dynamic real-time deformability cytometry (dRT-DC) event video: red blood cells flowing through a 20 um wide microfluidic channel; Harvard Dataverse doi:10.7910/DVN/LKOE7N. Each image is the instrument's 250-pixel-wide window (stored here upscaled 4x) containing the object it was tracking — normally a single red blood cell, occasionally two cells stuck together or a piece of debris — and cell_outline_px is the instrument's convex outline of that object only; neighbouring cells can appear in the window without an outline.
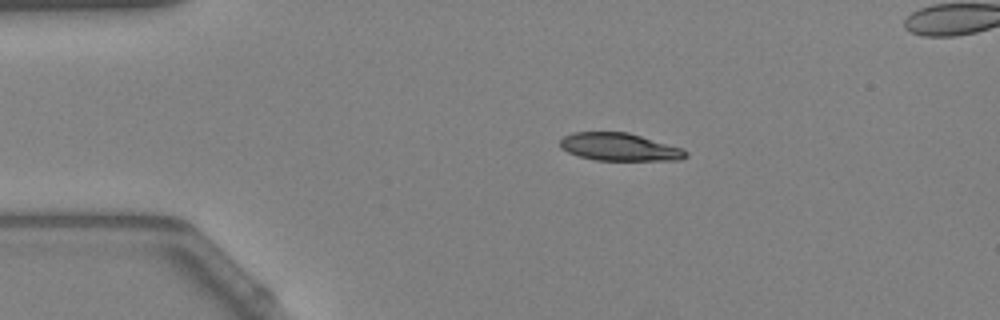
{"species": "Egyptian fruit bat (a non-hibernating species)", "species_latin": "Rousettus aegyptiacus", "temperature_condition": "warm", "stored_images_in_passage": 2, "camera_frame_rate_fps": 3000, "um_per_image_px": 0.085, "animal": {"sex": "female"}, "frame": {"image": 1, "passage_image": 1, "time_ms": 0.0, "image_size_px": [1000, 320], "cell_outline_px": [[688, 156], [680, 160], [596, 160], [580, 156], [568, 152], [560, 148], [560, 140], [564, 136], [572, 132], [628, 132], [684, 148], [688, 152]], "centroid_in_image_um": [52.68, 12.49], "position_along_channel_um": 32.3, "area_um2": 20.4}}